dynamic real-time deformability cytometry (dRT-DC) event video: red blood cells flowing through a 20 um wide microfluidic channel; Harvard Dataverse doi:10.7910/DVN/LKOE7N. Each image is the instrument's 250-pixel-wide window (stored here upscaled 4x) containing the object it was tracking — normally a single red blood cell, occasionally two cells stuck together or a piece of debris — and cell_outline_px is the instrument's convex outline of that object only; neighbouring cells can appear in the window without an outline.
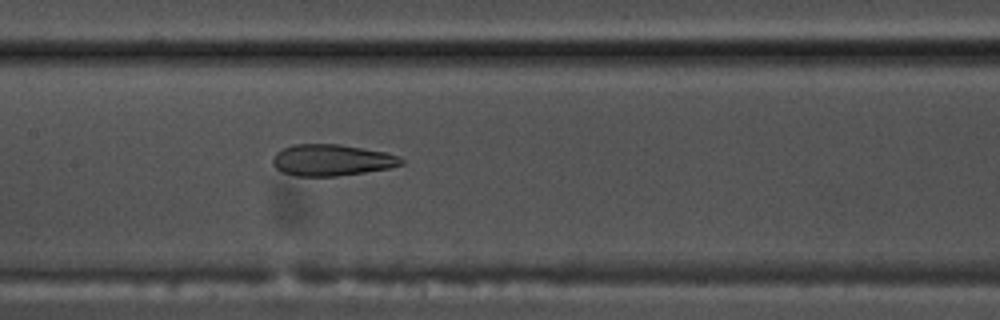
{"species": "common noctule bat (a hibernating species)", "species_latin": "Nyctalus noctula", "temperature_condition": "warm", "stored_images_in_passage": 35, "camera_frame_rate_fps": 3000, "um_per_image_px": 0.085, "animal": {"sex": "male", "body_mass_g": 17.5, "forearm_length_mm": 52.3}, "frame": {"image": 1, "passage_image": 15, "time_ms": 4.667, "image_size_px": [1000, 320], "cell_outline_px": [[404, 164], [388, 168], [364, 172], [336, 176], [292, 176], [280, 172], [272, 164], [272, 160], [276, 152], [284, 148], [296, 144], [340, 144], [384, 152], [400, 156], [404, 160]], "centroid_in_image_um": [28.17, 13.61], "position_along_channel_um": 179.2, "area_um2": 23.58}}
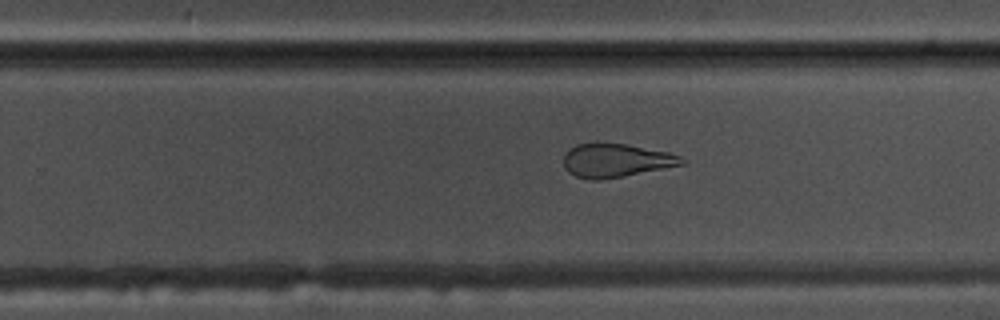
{"frame": {"image": 2, "passage_image": 23, "time_ms": 7.333, "image_size_px": [1000, 320], "cell_outline_px": [[688, 160], [684, 164], [624, 176], [600, 180], [588, 180], [576, 176], [568, 172], [564, 168], [564, 156], [568, 148], [576, 144], [628, 144], [668, 152], [680, 156]], "centroid_in_image_um": [52.35, 13.65], "position_along_channel_um": 277.4, "area_um2": 23.06}}
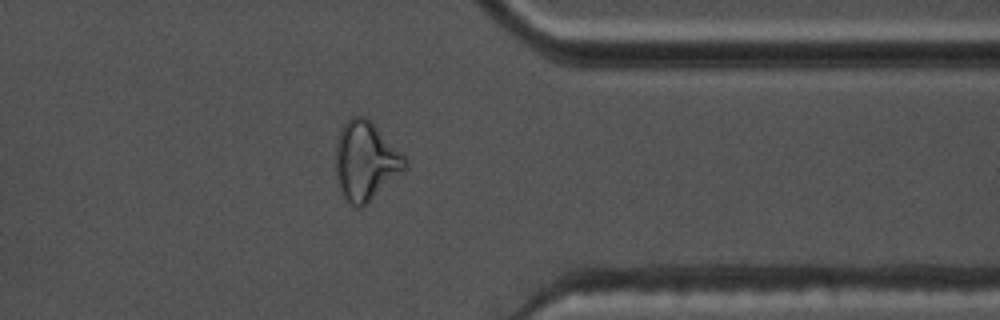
{"frame": {"image": 3, "passage_image": 32, "time_ms": 10.333, "image_size_px": [1000, 320], "cell_outline_px": [[408, 168], [364, 208], [352, 208], [344, 196], [340, 188], [336, 176], [336, 144], [340, 132], [344, 124], [352, 116], [364, 116], [408, 160]], "centroid_in_image_um": [31.09, 13.77], "position_along_channel_um": 380.3, "area_um2": 31.73}, "authors_computed_cell_mechanics": {"area_um2": 24.6228, "velocity_mm_per_s": 3.6961, "shape_relaxation_time_tau1_ms": null, "shape_relaxation_time_tau2_ms": 2.0437, "deformation_change_tau1": null, "deformation_change_tau2": 0.1194}}